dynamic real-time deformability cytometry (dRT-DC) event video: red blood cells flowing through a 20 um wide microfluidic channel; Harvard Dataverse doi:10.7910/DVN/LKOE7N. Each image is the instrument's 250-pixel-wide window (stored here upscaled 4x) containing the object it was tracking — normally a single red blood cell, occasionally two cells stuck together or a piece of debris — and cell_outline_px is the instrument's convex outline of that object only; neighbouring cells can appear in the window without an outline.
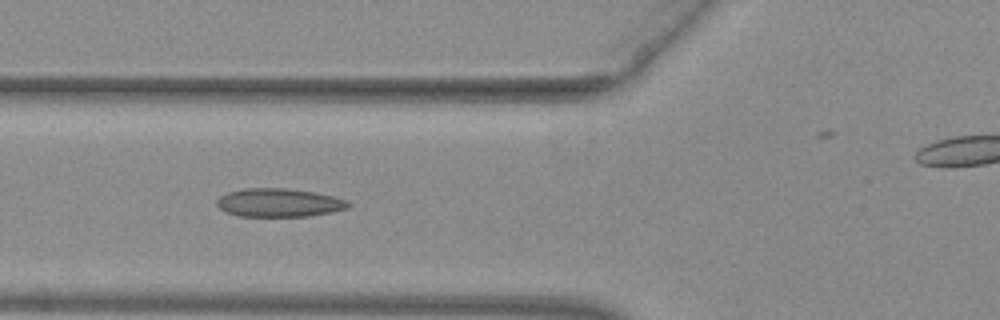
{"species": "common noctule bat (a hibernating species)", "species_latin": "Nyctalus noctula", "temperature_condition": "warm", "stored_images_in_passage": 31, "camera_frame_rate_fps": 3000, "um_per_image_px": 0.085, "animal": {"sex": "female", "body_mass_g": 29.2, "forearm_length_mm": 56.3}, "frame": {"image": 1, "passage_image": 6, "time_ms": 1.667, "image_size_px": [1000, 320], "cell_outline_px": [[352, 204], [348, 208], [332, 212], [308, 216], [236, 216], [224, 212], [216, 204], [216, 200], [220, 196], [228, 192], [244, 188], [288, 188], [316, 192], [348, 200]], "centroid_in_image_um": [23.71, 17.22], "position_along_channel_um": 102.1, "area_um2": 22.02}}
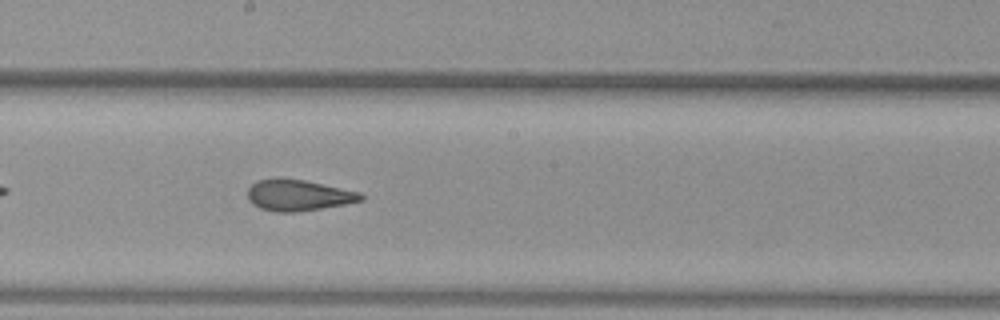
{"frame": {"image": 2, "passage_image": 15, "time_ms": 4.667, "image_size_px": [1000, 320], "cell_outline_px": [[364, 200], [344, 204], [296, 212], [276, 212], [260, 208], [252, 204], [248, 200], [248, 188], [256, 180], [276, 176], [280, 176], [304, 180], [360, 192], [364, 196]], "centroid_in_image_um": [25.3, 16.57], "position_along_channel_um": 222.9, "area_um2": 20.81}}
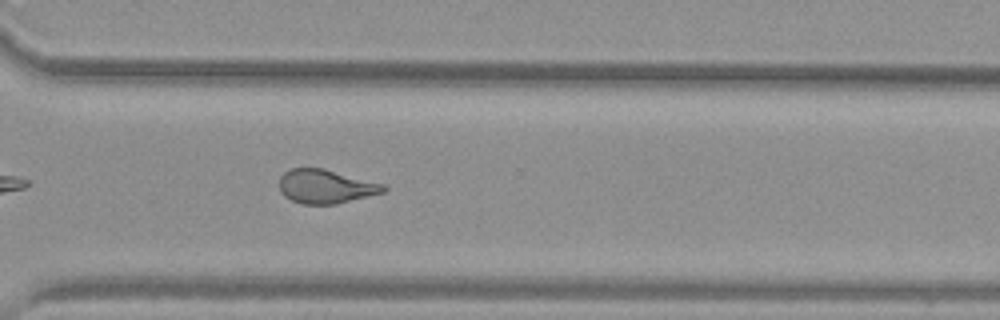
{"frame": {"image": 3, "passage_image": 24, "time_ms": 7.667, "image_size_px": [1000, 320], "cell_outline_px": [[388, 188], [384, 192], [336, 204], [300, 204], [284, 196], [280, 192], [280, 176], [284, 172], [292, 168], [324, 168], [384, 184]], "centroid_in_image_um": [27.68, 15.85], "position_along_channel_um": 342.9, "area_um2": 20.58}}